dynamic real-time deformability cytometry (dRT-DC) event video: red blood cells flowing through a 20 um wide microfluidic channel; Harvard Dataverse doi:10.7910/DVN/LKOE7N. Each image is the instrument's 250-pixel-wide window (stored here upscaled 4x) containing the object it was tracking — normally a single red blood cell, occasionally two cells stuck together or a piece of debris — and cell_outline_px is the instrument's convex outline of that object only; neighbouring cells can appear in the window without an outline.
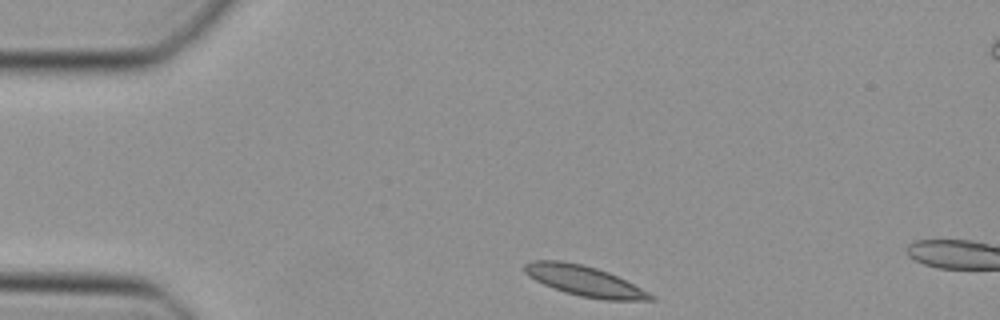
{"species": "Egyptian fruit bat (a non-hibernating species)", "species_latin": "Rousettus aegyptiacus", "temperature_condition": "cold", "stored_images_in_passage": 33, "camera_frame_rate_fps": 3000, "um_per_image_px": 0.085, "animal": {"sex": "female"}, "frame": {"image": 1, "passage_image": 1, "time_ms": 0.0, "image_size_px": [1000, 320], "cell_outline_px": [[656, 300], [604, 300], [580, 296], [544, 284], [528, 276], [524, 272], [524, 264], [536, 260], [560, 260], [584, 264], [608, 272], [656, 296]], "centroid_in_image_um": [49.68, 23.87], "position_along_channel_um": 35.3, "area_um2": 21.91}}
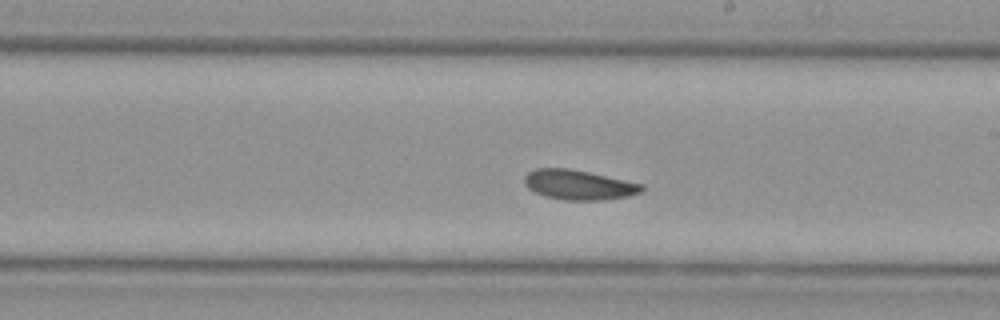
{"frame": {"image": 2, "passage_image": 19, "time_ms": 6.0, "image_size_px": [1000, 320], "cell_outline_px": [[644, 188], [640, 192], [628, 196], [604, 200], [564, 200], [544, 196], [528, 188], [524, 184], [524, 176], [528, 172], [536, 168], [568, 168], [588, 172], [644, 184]], "centroid_in_image_um": [49.17, 15.71], "position_along_channel_um": 239.8, "area_um2": 20.35}}
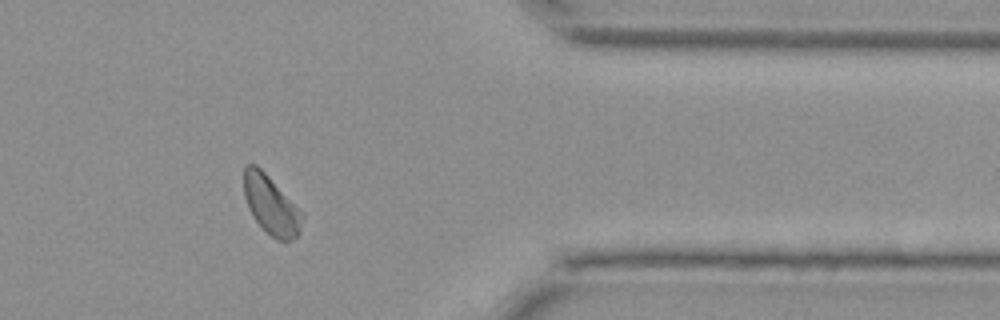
{"frame": {"image": 3, "passage_image": 31, "time_ms": 10.0, "image_size_px": [1000, 320], "cell_outline_px": [[304, 216], [300, 228], [296, 236], [288, 240], [276, 240], [252, 216], [248, 208], [244, 196], [244, 168], [248, 164], [256, 164], [304, 212]], "centroid_in_image_um": [23.04, 17.41], "position_along_channel_um": 388.4, "area_um2": 19.71}}